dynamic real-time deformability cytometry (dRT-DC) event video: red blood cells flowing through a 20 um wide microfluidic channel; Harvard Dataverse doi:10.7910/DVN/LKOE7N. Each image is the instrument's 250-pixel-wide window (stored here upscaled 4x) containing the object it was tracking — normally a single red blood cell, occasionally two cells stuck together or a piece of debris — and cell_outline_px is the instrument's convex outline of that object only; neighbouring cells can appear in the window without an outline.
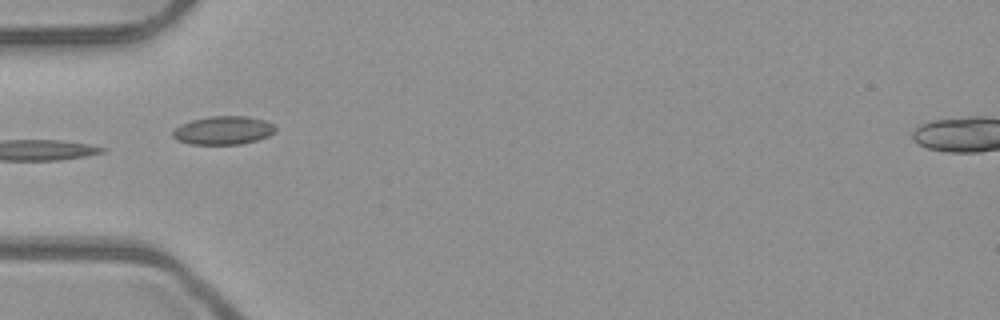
{"species": "common noctule bat (a hibernating species)", "species_latin": "Nyctalus noctula", "temperature_condition": "room temperature", "stored_images_in_passage": 8, "camera_frame_rate_fps": 3000, "um_per_image_px": 0.085, "animal": {"sex": "male", "body_mass_g": 23.1, "forearm_length_mm": 52.7}, "frame": {"image": 1, "passage_image": 5, "time_ms": 1.333, "image_size_px": [1000, 320], "cell_outline_px": [[276, 132], [268, 136], [256, 140], [240, 144], [188, 144], [176, 140], [172, 136], [172, 132], [180, 124], [192, 120], [212, 116], [248, 116], [264, 120], [272, 124], [276, 128]], "centroid_in_image_um": [18.97, 11.08], "position_along_channel_um": 66.0, "area_um2": 16.99}}
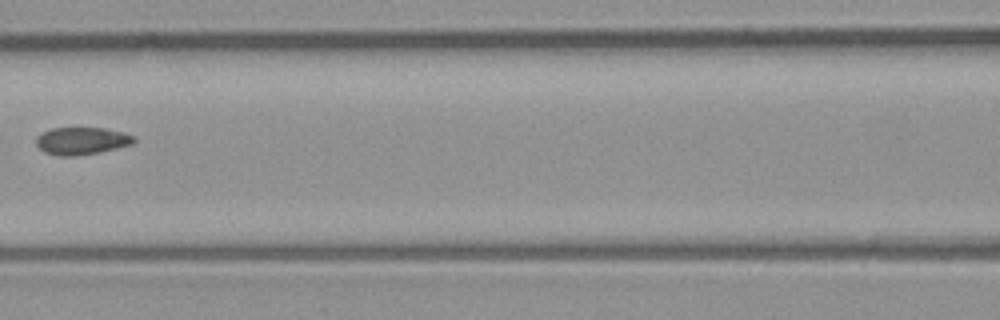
{"frame": {"image": 2, "passage_image": 7, "time_ms": 2.0, "image_size_px": [1000, 320], "cell_outline_px": [[136, 140], [132, 144], [100, 152], [72, 156], [60, 156], [44, 152], [36, 144], [36, 136], [52, 128], [104, 128], [124, 132], [136, 136]], "centroid_in_image_um": [6.96, 11.97], "position_along_channel_um": 159.6, "area_um2": 15.61}}
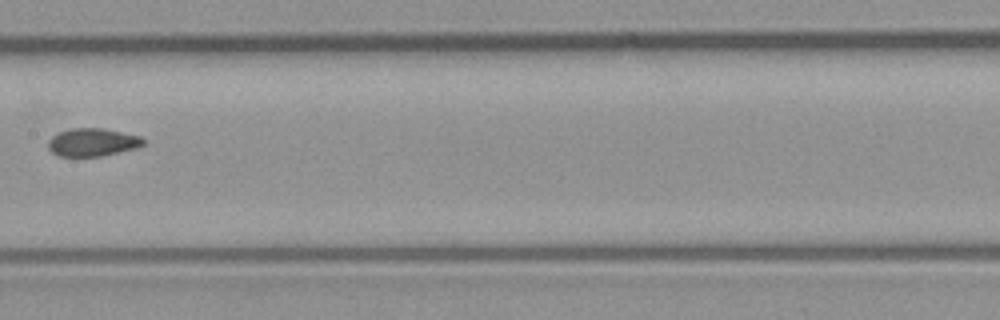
{"frame": {"image": 3, "passage_image": 8, "time_ms": 2.333, "image_size_px": [1000, 320], "cell_outline_px": [[144, 144], [136, 148], [100, 156], [60, 156], [52, 152], [48, 148], [48, 140], [52, 136], [60, 132], [72, 128], [104, 128], [140, 136], [144, 140]], "centroid_in_image_um": [7.85, 12.08], "position_along_channel_um": 199.5, "area_um2": 15.37}}